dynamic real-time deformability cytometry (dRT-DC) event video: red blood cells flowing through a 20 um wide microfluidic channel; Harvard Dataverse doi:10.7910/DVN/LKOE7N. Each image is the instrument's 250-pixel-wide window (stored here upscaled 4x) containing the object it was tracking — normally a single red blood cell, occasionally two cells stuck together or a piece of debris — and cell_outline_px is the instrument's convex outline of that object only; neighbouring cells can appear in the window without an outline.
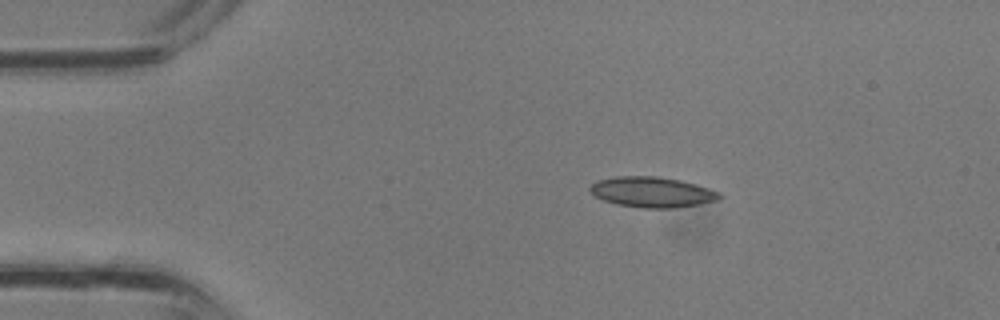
{"species": "common noctule bat (a hibernating species)", "species_latin": "Nyctalus noctula", "temperature_condition": "room temperature", "stored_images_in_passage": 29, "camera_frame_rate_fps": 3000, "um_per_image_px": 0.085, "animal": {"sex": "male", "body_mass_g": 13.3}, "frame": {"image": 1, "passage_image": 1, "time_ms": 0.0, "image_size_px": [1000, 320], "cell_outline_px": [[724, 196], [720, 200], [672, 208], [644, 208], [616, 204], [604, 200], [596, 196], [588, 188], [596, 180], [616, 176], [656, 176], [680, 180], [696, 184], [720, 192]], "centroid_in_image_um": [55.44, 16.32], "position_along_channel_um": 29.6, "area_um2": 22.95}}
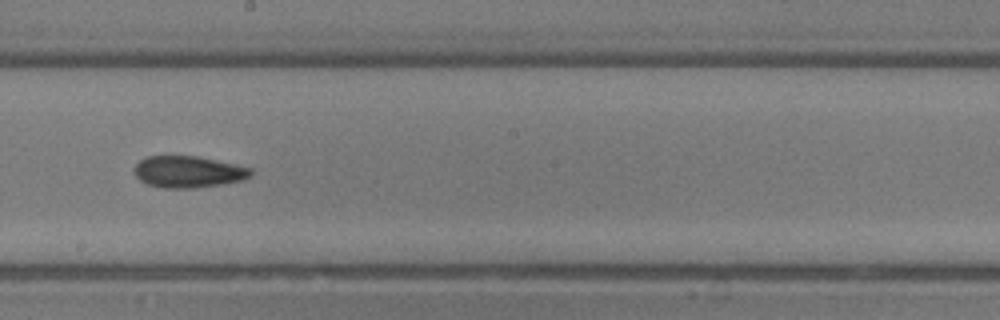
{"frame": {"image": 2, "passage_image": 14, "time_ms": 4.333, "image_size_px": [1000, 320], "cell_outline_px": [[252, 176], [244, 180], [196, 188], [164, 188], [148, 184], [140, 180], [136, 176], [132, 168], [140, 160], [148, 156], [200, 156], [236, 164], [252, 168]], "centroid_in_image_um": [16.02, 14.6], "position_along_channel_um": 232.2, "area_um2": 21.68}}
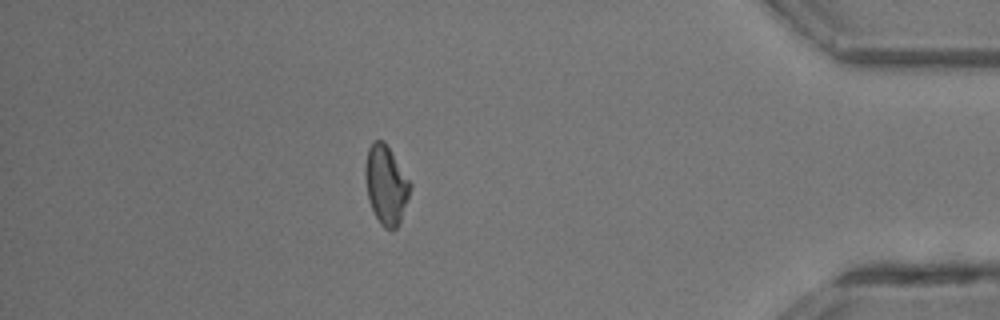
{"frame": {"image": 3, "passage_image": 25, "time_ms": 8.0, "image_size_px": [1000, 320], "cell_outline_px": [[412, 188], [400, 224], [396, 228], [384, 228], [380, 224], [372, 208], [368, 196], [364, 172], [364, 168], [368, 148], [376, 140], [384, 140], [412, 184]], "centroid_in_image_um": [32.83, 15.72], "position_along_channel_um": 402.4, "area_um2": 20.58}}